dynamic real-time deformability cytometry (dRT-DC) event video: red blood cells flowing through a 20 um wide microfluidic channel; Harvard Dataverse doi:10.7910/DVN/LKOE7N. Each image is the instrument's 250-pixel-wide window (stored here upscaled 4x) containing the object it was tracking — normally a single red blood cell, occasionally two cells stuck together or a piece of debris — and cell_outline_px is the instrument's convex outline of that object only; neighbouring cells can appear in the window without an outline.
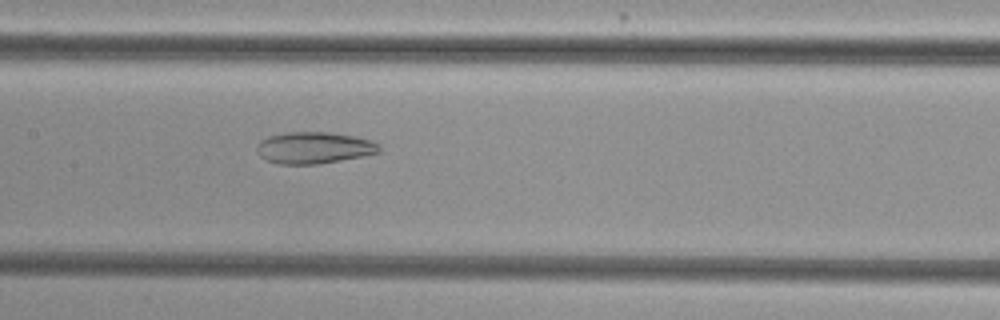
{"species": "common noctule bat (a hibernating species)", "species_latin": "Nyctalus noctula", "temperature_condition": "cold", "stored_images_in_passage": 42, "camera_frame_rate_fps": 3000, "um_per_image_px": 0.085, "animal": {"sex": "female", "body_mass_g": 29.2, "forearm_length_mm": 56.3}, "frame": {"image": 1, "passage_image": 15, "time_ms": 4.667, "image_size_px": [1000, 320], "cell_outline_px": [[380, 152], [320, 164], [280, 164], [268, 160], [260, 156], [256, 148], [256, 144], [260, 140], [268, 136], [288, 132], [332, 132], [372, 140], [380, 144]], "centroid_in_image_um": [26.68, 12.55], "position_along_channel_um": 180.7, "area_um2": 22.54}}
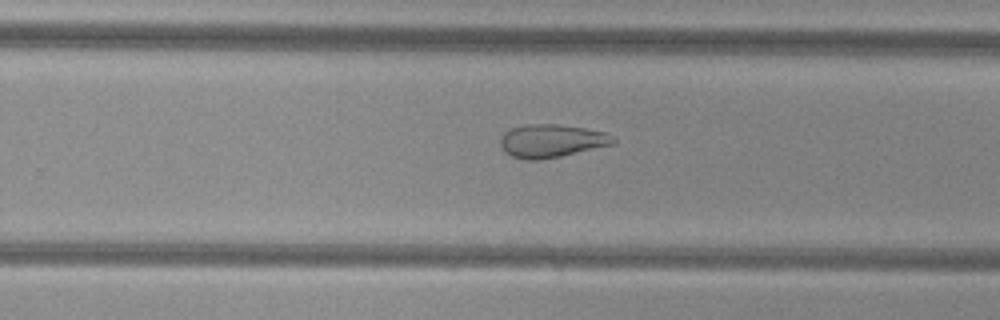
{"frame": {"image": 2, "passage_image": 23, "time_ms": 7.333, "image_size_px": [1000, 320], "cell_outline_px": [[616, 140], [612, 144], [560, 156], [540, 160], [524, 160], [512, 156], [504, 152], [500, 148], [500, 136], [504, 132], [512, 128], [524, 124], [556, 124], [584, 128], [604, 132], [612, 136]], "centroid_in_image_um": [46.8, 11.97], "position_along_channel_um": 283.0, "area_um2": 21.73}}
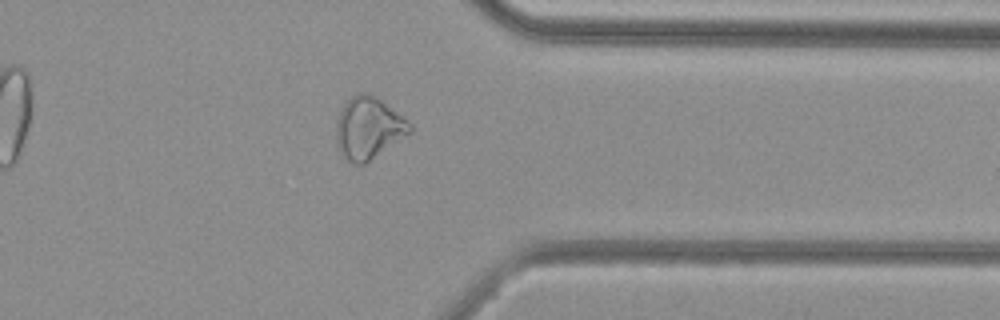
{"frame": {"image": 3, "passage_image": 31, "time_ms": 10.0, "image_size_px": [1000, 320], "cell_outline_px": [[412, 132], [364, 164], [356, 164], [348, 160], [340, 152], [336, 144], [336, 120], [344, 104], [356, 92], [364, 92], [376, 96], [408, 120], [412, 124]], "centroid_in_image_um": [31.32, 10.87], "position_along_channel_um": 380.1, "area_um2": 26.53}, "authors_computed_cell_mechanics": {"area_um2": 26.299, "velocity_mm_per_s": 3.8463, "shape_relaxation_time_tau1_ms": null, "shape_relaxation_time_tau2_ms": 4.3413, "deformation_change_tau1": null, "deformation_change_tau2": 0.1196}}